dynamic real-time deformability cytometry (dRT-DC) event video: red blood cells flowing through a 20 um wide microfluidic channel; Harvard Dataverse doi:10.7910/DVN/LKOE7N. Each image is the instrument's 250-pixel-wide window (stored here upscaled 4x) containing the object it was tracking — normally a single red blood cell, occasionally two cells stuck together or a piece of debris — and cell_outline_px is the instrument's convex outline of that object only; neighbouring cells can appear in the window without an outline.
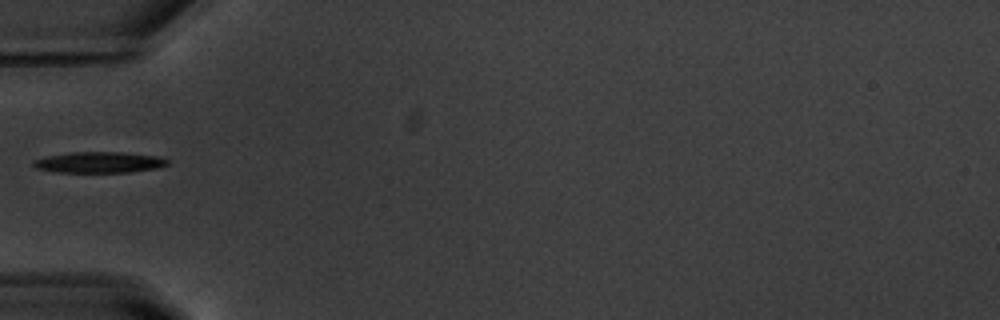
{"species": "common noctule bat (a hibernating species)", "species_latin": "Nyctalus noctula", "temperature_condition": "warm", "stored_images_in_passage": 13, "camera_frame_rate_fps": 3000, "um_per_image_px": 0.085, "animal": {"sex": "male", "body_mass_g": 20.1, "forearm_length_mm": 53.5}, "frame": {"image": 1, "passage_image": 1, "time_ms": 0.0, "image_size_px": [1000, 320], "cell_outline_px": [[168, 164], [156, 168], [128, 172], [56, 172], [36, 168], [32, 164], [32, 160], [44, 156], [72, 152], [120, 152], [160, 156], [168, 160]], "centroid_in_image_um": [8.39, 13.79], "position_along_channel_um": 76.6, "area_um2": 16.42}}
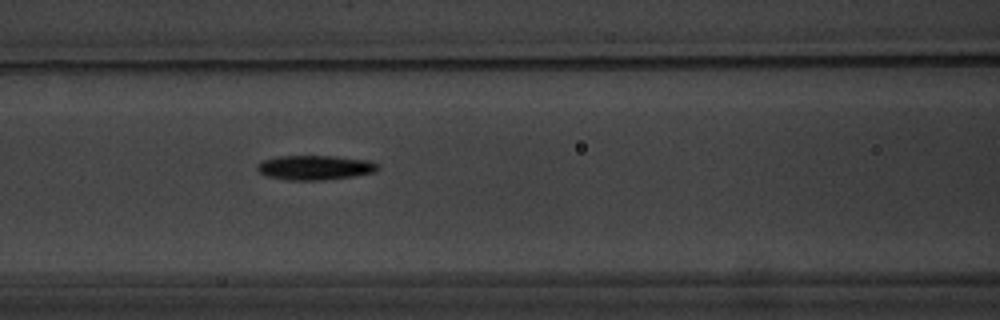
{"frame": {"image": 2, "passage_image": 6, "time_ms": 1.667, "image_size_px": [1000, 320], "cell_outline_px": [[380, 168], [376, 172], [352, 176], [320, 180], [288, 180], [268, 176], [260, 172], [256, 168], [256, 164], [264, 160], [280, 156], [336, 156], [372, 160], [380, 164]], "centroid_in_image_um": [26.84, 14.23], "position_along_channel_um": 139.8, "area_um2": 17.34}}